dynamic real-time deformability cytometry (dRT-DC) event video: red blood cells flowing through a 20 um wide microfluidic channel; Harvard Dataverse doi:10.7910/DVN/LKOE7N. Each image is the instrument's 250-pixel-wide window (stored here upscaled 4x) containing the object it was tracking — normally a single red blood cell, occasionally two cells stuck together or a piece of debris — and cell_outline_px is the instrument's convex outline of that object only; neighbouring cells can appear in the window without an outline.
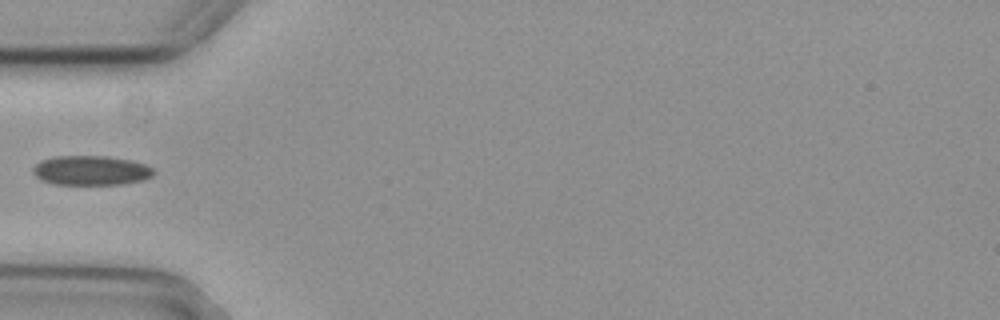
{"species": "common noctule bat (a hibernating species)", "species_latin": "Nyctalus noctula", "temperature_condition": "cold", "stored_images_in_passage": 4, "camera_frame_rate_fps": 3000, "um_per_image_px": 0.085, "animal": {"sex": "female", "body_mass_g": 29.2, "forearm_length_mm": 56.3}, "frame": {"image": 1, "passage_image": 4, "time_ms": 1.0, "image_size_px": [1000, 320], "cell_outline_px": [[156, 172], [152, 176], [144, 180], [124, 184], [52, 184], [40, 180], [32, 172], [32, 168], [36, 164], [44, 160], [56, 156], [104, 156], [132, 160], [144, 164], [152, 168]], "centroid_in_image_um": [7.75, 14.49], "position_along_channel_um": 77.3, "area_um2": 20.81}}